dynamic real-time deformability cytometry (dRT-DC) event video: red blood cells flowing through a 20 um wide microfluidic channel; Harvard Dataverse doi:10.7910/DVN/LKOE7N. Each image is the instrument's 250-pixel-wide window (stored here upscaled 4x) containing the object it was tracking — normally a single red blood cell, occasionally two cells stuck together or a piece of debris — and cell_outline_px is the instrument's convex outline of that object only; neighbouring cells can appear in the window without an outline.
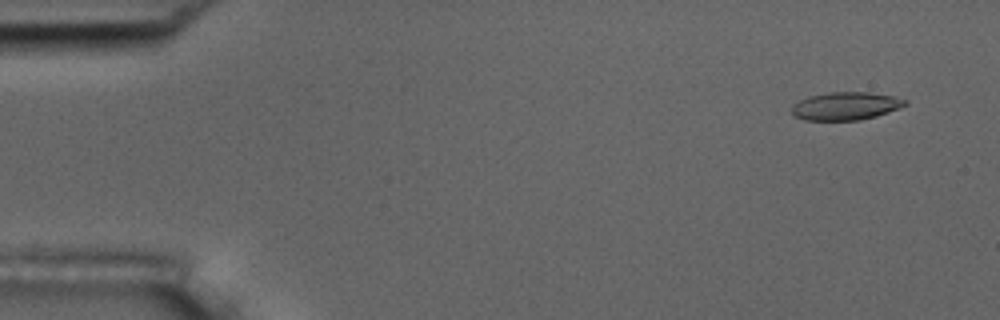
{"species": "common noctule bat (a hibernating species)", "species_latin": "Nyctalus noctula", "temperature_condition": "room temperature", "stored_images_in_passage": 4, "camera_frame_rate_fps": 3000, "um_per_image_px": 0.085, "animal": {"sex": "male", "body_mass_g": 17.5, "forearm_length_mm": 52.3}, "frame": {"image": 1, "passage_image": 1, "time_ms": 0.0, "image_size_px": [1000, 320], "cell_outline_px": [[908, 104], [900, 108], [876, 116], [860, 120], [804, 120], [796, 116], [792, 112], [792, 104], [808, 96], [828, 92], [868, 92], [896, 96], [908, 100]], "centroid_in_image_um": [71.92, 9.0], "position_along_channel_um": 13.1, "area_um2": 18.61}}